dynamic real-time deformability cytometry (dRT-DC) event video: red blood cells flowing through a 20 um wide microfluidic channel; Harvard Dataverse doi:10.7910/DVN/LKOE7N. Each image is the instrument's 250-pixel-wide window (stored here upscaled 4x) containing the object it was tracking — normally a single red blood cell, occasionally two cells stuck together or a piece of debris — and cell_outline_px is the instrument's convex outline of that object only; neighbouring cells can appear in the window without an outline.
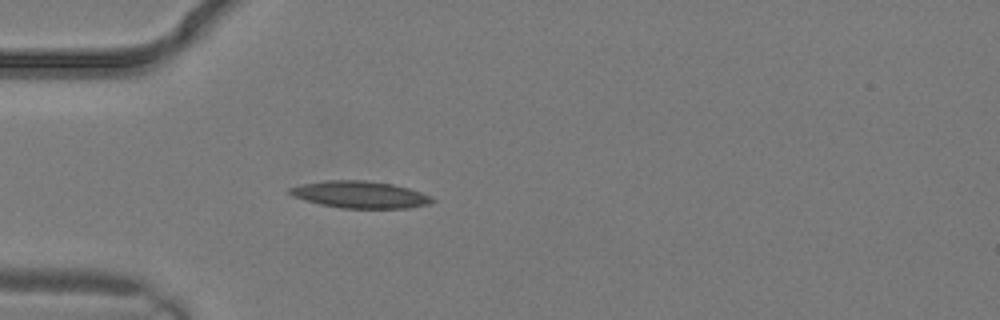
{"species": "common noctule bat (a hibernating species)", "species_latin": "Nyctalus noctula", "temperature_condition": "warm", "stored_images_in_passage": 1, "camera_frame_rate_fps": 3000, "um_per_image_px": 0.085, "animal": {"sex": "male", "body_mass_g": 19.2, "forearm_length_mm": 51.8}, "frame": {"image": 1, "passage_image": 1, "time_ms": 0.0, "image_size_px": [1000, 320], "cell_outline_px": [[436, 200], [428, 204], [408, 208], [344, 208], [320, 204], [296, 196], [288, 192], [288, 188], [304, 184], [324, 180], [364, 180], [392, 184], [408, 188], [420, 192]], "centroid_in_image_um": [30.62, 16.53], "position_along_channel_um": 54.4, "area_um2": 21.96}}